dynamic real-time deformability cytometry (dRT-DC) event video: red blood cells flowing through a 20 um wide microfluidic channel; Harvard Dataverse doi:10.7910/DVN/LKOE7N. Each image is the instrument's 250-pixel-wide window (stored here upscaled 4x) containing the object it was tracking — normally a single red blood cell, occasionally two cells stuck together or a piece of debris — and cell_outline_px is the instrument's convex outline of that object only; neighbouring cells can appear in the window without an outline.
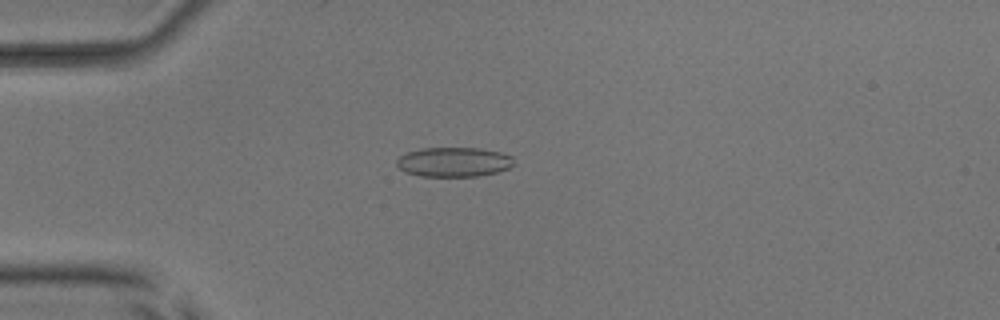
{"species": "common noctule bat (a hibernating species)", "species_latin": "Nyctalus noctula", "temperature_condition": "room temperature", "stored_images_in_passage": 54, "camera_frame_rate_fps": 3000, "um_per_image_px": 0.085, "animal": {"sex": "male", "body_mass_g": 17.9, "forearm_length_mm": 54.2}, "frame": {"image": 1, "passage_image": 15, "time_ms": 4.667, "image_size_px": [1000, 320], "cell_outline_px": [[516, 164], [508, 168], [496, 172], [476, 176], [420, 176], [404, 172], [396, 164], [396, 160], [400, 156], [408, 152], [420, 148], [480, 148], [500, 152], [512, 156]], "centroid_in_image_um": [38.57, 13.76], "position_along_channel_um": 46.4, "area_um2": 20.23}}
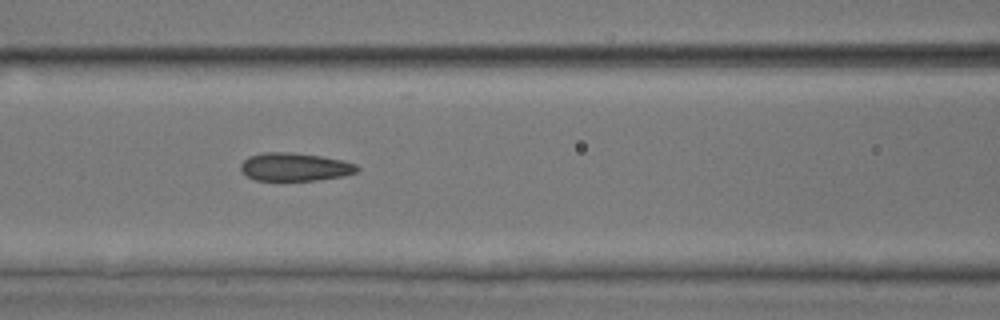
{"frame": {"image": 2, "passage_image": 24, "time_ms": 7.667, "image_size_px": [1000, 320], "cell_outline_px": [[360, 168], [356, 172], [344, 176], [316, 180], [256, 180], [248, 176], [240, 168], [240, 164], [248, 156], [264, 152], [292, 152], [320, 156], [344, 160], [356, 164]], "centroid_in_image_um": [25.08, 14.18], "position_along_channel_um": 141.5, "area_um2": 19.07}}
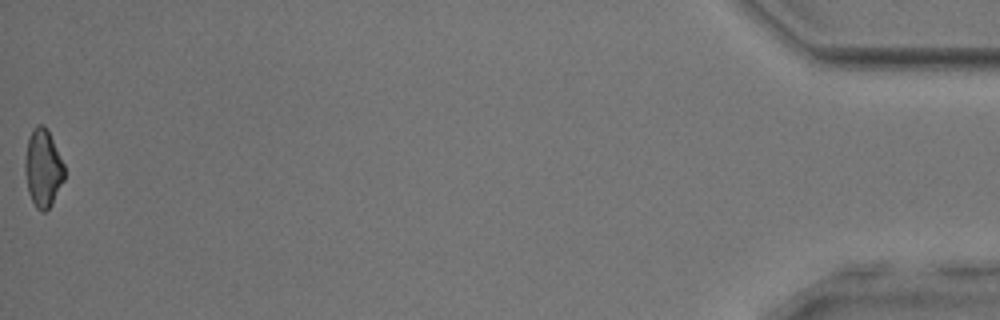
{"frame": {"image": 3, "passage_image": 54, "time_ms": 17.667, "image_size_px": [1000, 320], "cell_outline_px": [[64, 180], [52, 204], [44, 212], [40, 212], [36, 208], [28, 192], [24, 172], [24, 164], [28, 140], [32, 128], [36, 124], [44, 124], [64, 164]], "centroid_in_image_um": [3.64, 14.31], "position_along_channel_um": 431.6, "area_um2": 17.8}, "authors_computed_cell_mechanics": {"area_um2": 19.3052, "velocity_mm_per_s": 3.8713, "shape_relaxation_time_tau1_ms": 9.1926, "shape_relaxation_time_tau2_ms": 2.3191, "deformation_change_tau1": 0.16, "deformation_change_tau2": 0.0985}}